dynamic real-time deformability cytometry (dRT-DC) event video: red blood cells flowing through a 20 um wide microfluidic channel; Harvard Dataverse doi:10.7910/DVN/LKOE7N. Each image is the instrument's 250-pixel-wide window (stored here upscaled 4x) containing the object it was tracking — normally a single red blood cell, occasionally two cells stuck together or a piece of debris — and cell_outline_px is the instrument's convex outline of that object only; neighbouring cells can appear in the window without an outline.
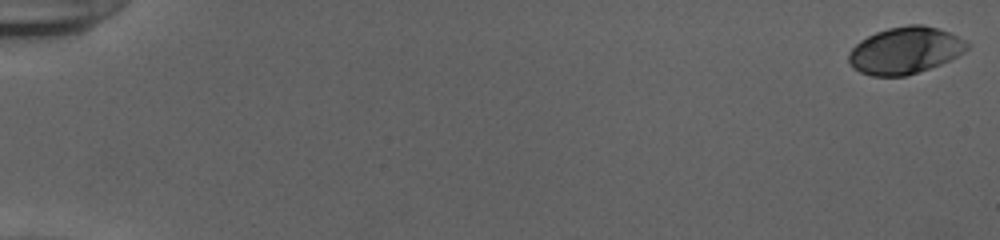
{"species": "human", "species_latin": "Homo sapiens", "temperature_condition": "cold", "stored_images_in_passage": 54, "camera_frame_rate_fps": 3000, "um_per_image_px": 0.085, "donor": {"sex": "female"}, "frame": {"image": 1, "passage_image": 1, "time_ms": 0.0, "image_size_px": [1000, 240], "cell_outline_px": [[968, 48], [956, 56], [940, 64], [904, 76], [872, 76], [860, 72], [852, 68], [848, 60], [848, 52], [860, 40], [876, 32], [888, 28], [908, 24], [920, 24], [936, 28], [948, 32], [956, 36], [968, 44]], "centroid_in_image_um": [76.86, 4.29], "position_along_channel_um": 8.1, "area_um2": 31.91}}
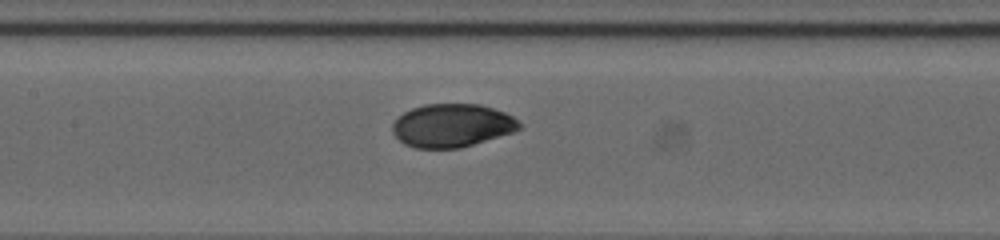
{"frame": {"image": 2, "passage_image": 28, "time_ms": 9.0, "image_size_px": [1000, 240], "cell_outline_px": [[520, 128], [512, 132], [460, 148], [416, 148], [404, 144], [392, 132], [392, 124], [404, 112], [412, 108], [424, 104], [480, 104], [504, 112], [512, 116], [520, 124]], "centroid_in_image_um": [38.39, 10.66], "position_along_channel_um": 169.0, "area_um2": 31.67}}
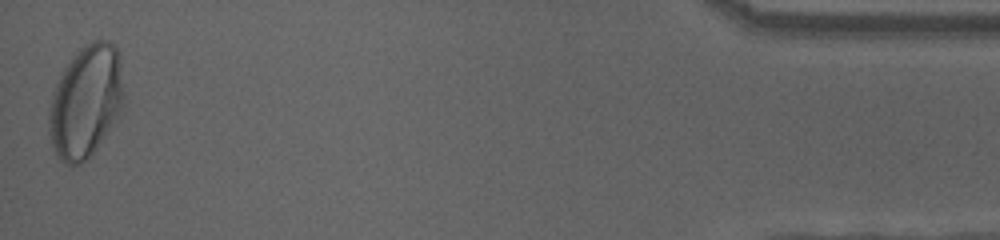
{"frame": {"image": 3, "passage_image": 54, "time_ms": 17.667, "image_size_px": [1000, 240], "cell_outline_px": [[124, 108], [120, 116], [92, 156], [80, 164], [68, 164], [60, 160], [52, 144], [48, 132], [48, 112], [52, 92], [64, 68], [72, 56], [80, 48], [92, 40], [108, 40], [116, 44], [120, 56], [124, 92]], "centroid_in_image_um": [7.33, 8.62], "position_along_channel_um": 427.9, "area_um2": 50.05}, "authors_computed_cell_mechanics": {"area_um2": 32.079, "velocity_mm_per_s": 3.8899, "shape_relaxation_time_tau1_ms": 3.0659, "shape_relaxation_time_tau2_ms": null, "deformation_change_tau1": 0.1311, "deformation_change_tau2": null}}